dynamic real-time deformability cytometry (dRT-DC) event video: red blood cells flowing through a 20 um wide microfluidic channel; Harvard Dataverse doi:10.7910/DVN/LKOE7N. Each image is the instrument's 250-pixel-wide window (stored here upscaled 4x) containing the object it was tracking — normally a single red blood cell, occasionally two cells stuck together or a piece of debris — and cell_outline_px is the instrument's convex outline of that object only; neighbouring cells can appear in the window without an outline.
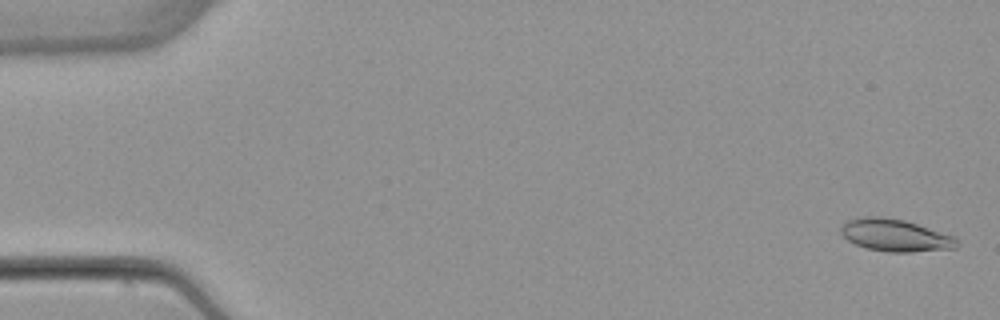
{"species": "common noctule bat (a hibernating species)", "species_latin": "Nyctalus noctula", "temperature_condition": "warm", "stored_images_in_passage": 53, "camera_frame_rate_fps": 3000, "um_per_image_px": 0.085, "animal": {"sex": "female", "body_mass_g": 22.7, "forearm_length_mm": 54.2}, "frame": {"image": 1, "passage_image": 2, "time_ms": 0.333, "image_size_px": [1000, 320], "cell_outline_px": [[960, 244], [956, 248], [912, 252], [888, 252], [868, 248], [856, 244], [848, 240], [840, 232], [840, 228], [848, 220], [864, 216], [880, 216], [904, 220], [952, 236]], "centroid_in_image_um": [76.08, 20.0], "position_along_channel_um": 8.9, "area_um2": 21.5}}
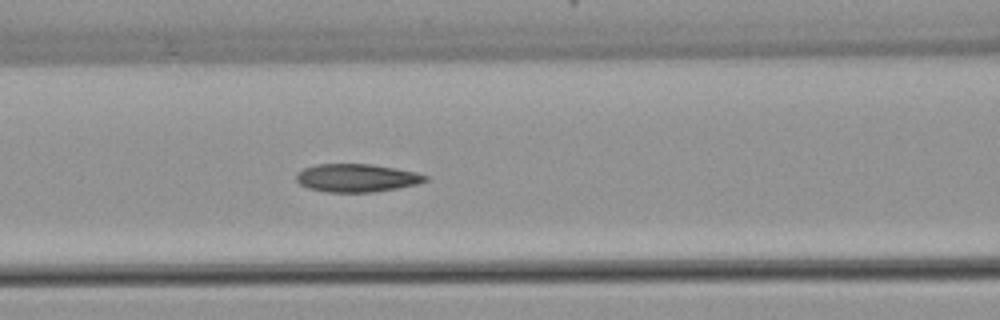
{"frame": {"image": 2, "passage_image": 23, "time_ms": 7.333, "image_size_px": [1000, 320], "cell_outline_px": [[428, 180], [416, 184], [396, 188], [372, 192], [324, 192], [308, 188], [300, 184], [296, 180], [296, 172], [304, 168], [316, 164], [372, 164], [396, 168], [416, 172], [428, 176]], "centroid_in_image_um": [30.29, 15.12], "position_along_channel_um": 136.3, "area_um2": 21.15}}
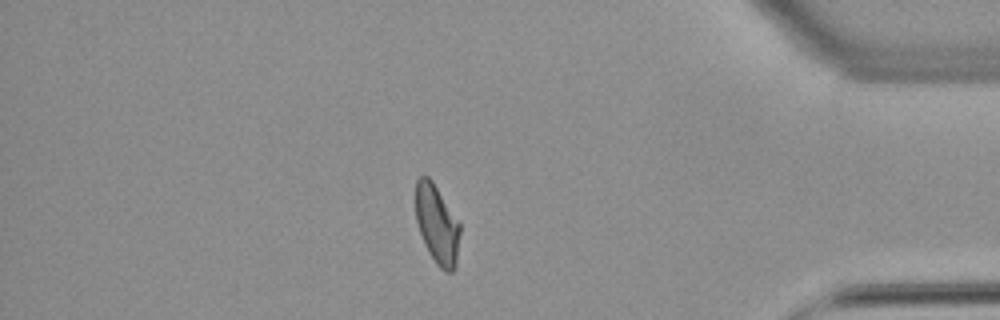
{"frame": {"image": 3, "passage_image": 46, "time_ms": 15.0, "image_size_px": [1000, 320], "cell_outline_px": [[460, 232], [456, 268], [452, 272], [444, 272], [436, 264], [428, 252], [424, 244], [416, 220], [416, 180], [420, 176], [428, 176], [432, 180], [460, 224]], "centroid_in_image_um": [37.15, 19.11], "position_along_channel_um": 398.0, "area_um2": 20.4}, "authors_computed_cell_mechanics": {"area_um2": 21.097, "velocity_mm_per_s": 3.8676, "shape_relaxation_time_tau1_ms": null, "shape_relaxation_time_tau2_ms": 1.9077, "deformation_change_tau1": null, "deformation_change_tau2": 0.0779}}